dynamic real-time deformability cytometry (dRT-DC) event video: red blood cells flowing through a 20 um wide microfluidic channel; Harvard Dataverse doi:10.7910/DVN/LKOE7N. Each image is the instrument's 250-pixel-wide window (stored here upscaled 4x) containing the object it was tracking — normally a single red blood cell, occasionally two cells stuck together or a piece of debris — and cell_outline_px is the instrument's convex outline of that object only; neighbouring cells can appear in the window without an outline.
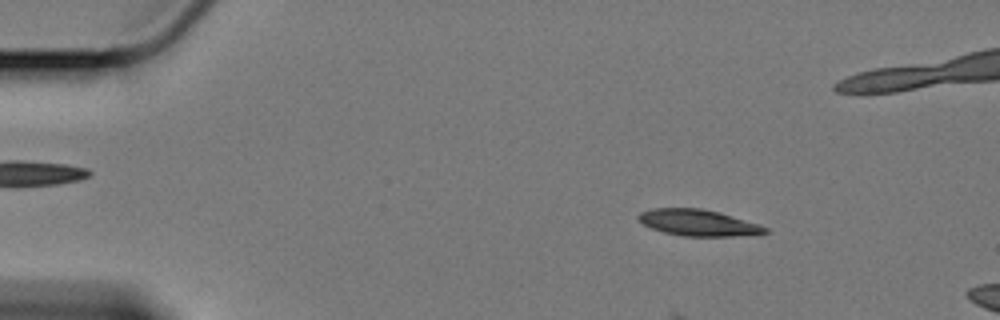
{"species": "Egyptian fruit bat (a non-hibernating species)", "species_latin": "Rousettus aegyptiacus", "temperature_condition": "cold", "stored_images_in_passage": 12, "camera_frame_rate_fps": 3000, "um_per_image_px": 0.085, "animal": {"sex": "female"}, "frame": {"image": 1, "passage_image": 6, "time_ms": 1.667, "image_size_px": [1000, 320], "cell_outline_px": [[768, 232], [732, 236], [684, 236], [664, 232], [652, 228], [644, 224], [636, 216], [640, 212], [652, 208], [700, 208], [720, 212], [768, 228]], "centroid_in_image_um": [59.29, 18.92], "position_along_channel_um": 25.7, "area_um2": 19.07}}